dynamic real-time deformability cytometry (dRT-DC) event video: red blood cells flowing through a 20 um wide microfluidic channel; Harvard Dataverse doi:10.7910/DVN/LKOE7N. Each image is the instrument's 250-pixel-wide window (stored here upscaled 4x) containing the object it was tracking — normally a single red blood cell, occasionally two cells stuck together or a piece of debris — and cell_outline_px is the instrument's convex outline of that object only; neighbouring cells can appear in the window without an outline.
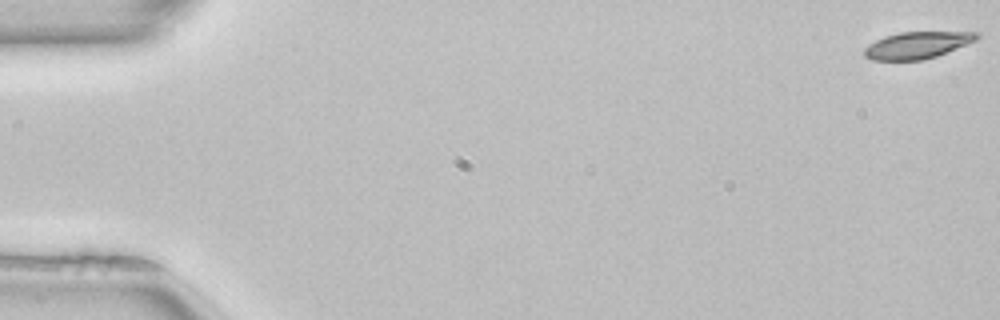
{"species": "common noctule bat (a hibernating species)", "species_latin": "Nyctalus noctula", "temperature_condition": "room temperature", "stored_images_in_passage": 52, "camera_frame_rate_fps": 3000, "um_per_image_px": 0.085, "animal": {"sex": "female", "body_mass_g": 22.7, "forearm_length_mm": 54.2}, "frame": {"image": 1, "passage_image": 1, "time_ms": 0.0, "image_size_px": [1000, 320], "cell_outline_px": [[980, 36], [976, 40], [936, 56], [924, 60], [872, 60], [864, 56], [864, 48], [868, 44], [884, 36], [900, 32], [980, 32]], "centroid_in_image_um": [77.93, 3.83], "position_along_channel_um": 7.1, "area_um2": 17.51}}
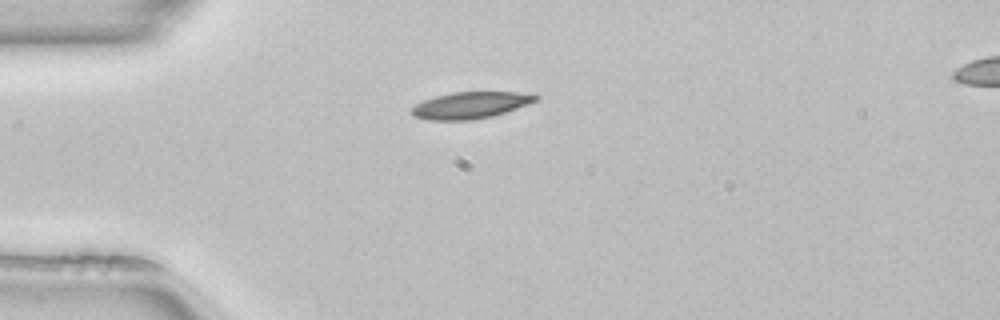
{"frame": {"image": 2, "passage_image": 14, "time_ms": 4.333, "image_size_px": [1000, 320], "cell_outline_px": [[540, 96], [536, 100], [528, 104], [492, 116], [472, 120], [428, 120], [412, 116], [408, 112], [416, 104], [424, 100], [436, 96], [452, 92], [516, 92]], "centroid_in_image_um": [39.92, 8.95], "position_along_channel_um": 45.1, "area_um2": 19.13}}
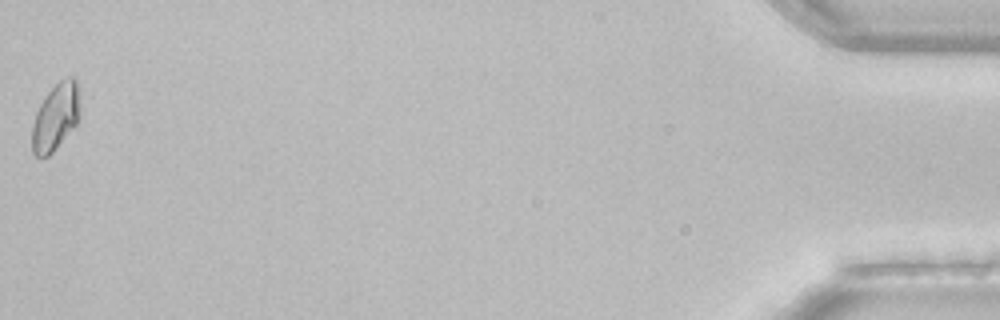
{"frame": {"image": 3, "passage_image": 52, "time_ms": 17.0, "image_size_px": [1000, 320], "cell_outline_px": [[80, 116], [76, 124], [56, 148], [48, 156], [36, 156], [32, 152], [32, 124], [36, 112], [40, 104], [48, 92], [60, 80], [68, 76], [76, 76], [80, 104]], "centroid_in_image_um": [4.74, 9.91], "position_along_channel_um": 430.5, "area_um2": 18.73}, "authors_computed_cell_mechanics": {"area_um2": 18.5827, "velocity_mm_per_s": 3.995, "shape_relaxation_time_tau1_ms": 4.03, "shape_relaxation_time_tau2_ms": null, "deformation_change_tau1": 0.1098, "deformation_change_tau2": null}}